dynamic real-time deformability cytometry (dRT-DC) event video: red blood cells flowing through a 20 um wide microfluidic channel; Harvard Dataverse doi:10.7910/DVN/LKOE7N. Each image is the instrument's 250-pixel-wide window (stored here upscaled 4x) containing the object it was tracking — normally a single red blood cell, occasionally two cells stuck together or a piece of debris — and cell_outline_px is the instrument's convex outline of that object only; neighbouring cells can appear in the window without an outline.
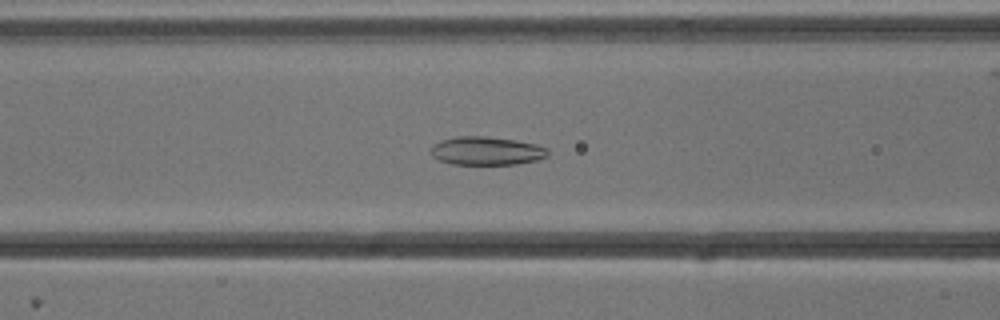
{"species": "common noctule bat (a hibernating species)", "species_latin": "Nyctalus noctula", "temperature_condition": "cold", "stored_images_in_passage": 54, "camera_frame_rate_fps": 3000, "um_per_image_px": 0.085, "animal": {"sex": "male", "body_mass_g": 13.3}, "frame": {"image": 1, "passage_image": 21, "time_ms": 6.667, "image_size_px": [1000, 320], "cell_outline_px": [[548, 156], [536, 160], [516, 164], [452, 164], [440, 160], [432, 156], [428, 152], [432, 144], [440, 140], [456, 136], [484, 136], [516, 140], [536, 144], [548, 148]], "centroid_in_image_um": [41.31, 12.81], "position_along_channel_um": 125.3, "area_um2": 19.54}}
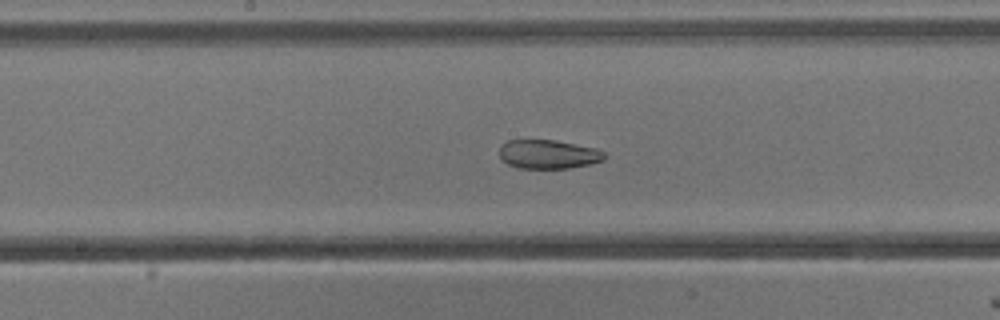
{"frame": {"image": 2, "passage_image": 27, "time_ms": 8.667, "image_size_px": [1000, 320], "cell_outline_px": [[604, 160], [588, 164], [568, 168], [520, 168], [508, 164], [500, 156], [500, 144], [508, 140], [556, 140], [596, 148], [604, 152]], "centroid_in_image_um": [46.59, 13.1], "position_along_channel_um": 201.6, "area_um2": 17.57}}
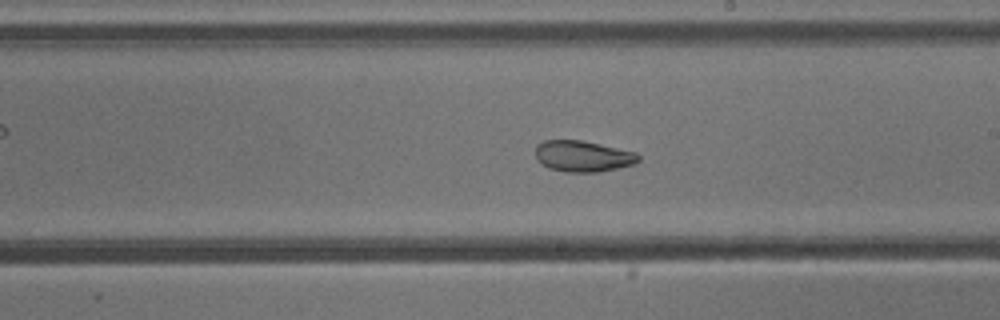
{"frame": {"image": 3, "passage_image": 30, "time_ms": 9.667, "image_size_px": [1000, 320], "cell_outline_px": [[640, 160], [636, 164], [600, 172], [564, 172], [548, 168], [540, 164], [536, 160], [536, 144], [544, 140], [580, 140], [600, 144], [636, 152], [640, 156]], "centroid_in_image_um": [49.54, 13.29], "position_along_channel_um": 239.5, "area_um2": 18.96}, "authors_computed_cell_mechanics": {"area_um2": 24.3049, "velocity_mm_per_s": 3.8057, "shape_relaxation_time_tau1_ms": null, "shape_relaxation_time_tau2_ms": 2.4155, "deformation_change_tau1": null, "deformation_change_tau2": 0.0817}}